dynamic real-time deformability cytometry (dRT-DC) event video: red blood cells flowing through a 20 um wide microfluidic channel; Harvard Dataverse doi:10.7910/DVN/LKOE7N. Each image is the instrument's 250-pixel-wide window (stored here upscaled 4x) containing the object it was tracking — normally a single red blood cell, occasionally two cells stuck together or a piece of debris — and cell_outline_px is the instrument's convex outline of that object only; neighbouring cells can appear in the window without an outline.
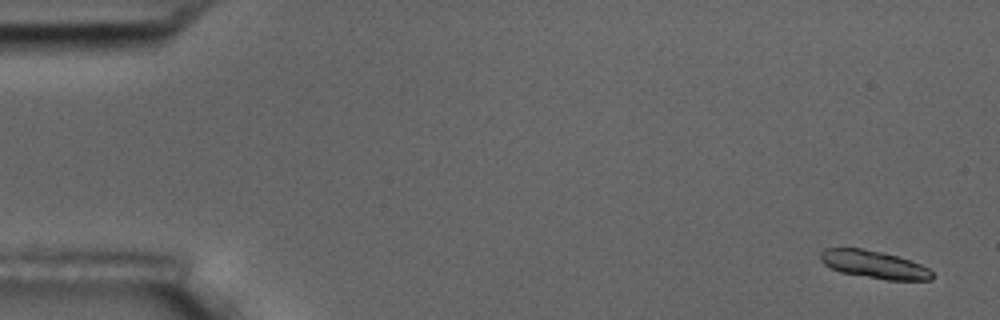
{"species": "common noctule bat (a hibernating species)", "species_latin": "Nyctalus noctula", "temperature_condition": "room temperature", "stored_images_in_passage": 6, "camera_frame_rate_fps": 3000, "um_per_image_px": 0.085, "animal": {"sex": "male", "body_mass_g": 17.5, "forearm_length_mm": 52.3}, "frame": {"image": 1, "passage_image": 1, "time_ms": 0.0, "image_size_px": [1000, 320], "cell_outline_px": [[932, 280], [884, 280], [840, 272], [824, 264], [820, 260], [820, 252], [824, 248], [860, 248], [880, 252], [896, 256], [920, 264], [928, 268], [932, 272]], "centroid_in_image_um": [74.26, 22.49], "position_along_channel_um": 10.7, "area_um2": 17.92}}
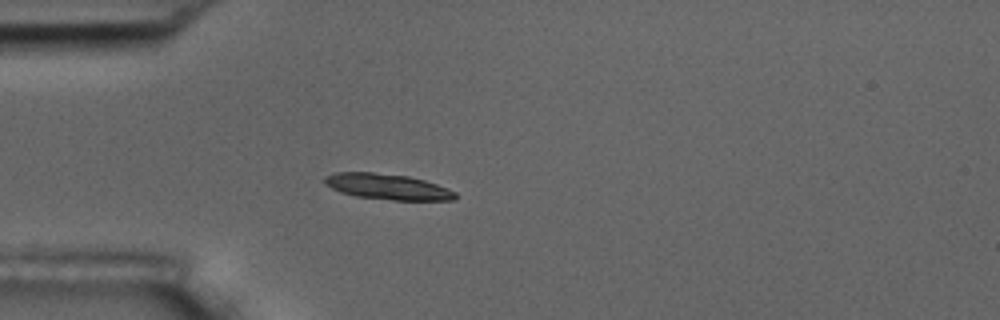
{"frame": {"image": 2, "passage_image": 5, "time_ms": 4.667, "image_size_px": [1000, 320], "cell_outline_px": [[456, 200], [392, 200], [356, 196], [340, 192], [332, 188], [320, 180], [324, 176], [336, 172], [372, 172], [408, 176], [424, 180], [448, 188], [456, 192]], "centroid_in_image_um": [32.91, 15.86], "position_along_channel_um": 52.1, "area_um2": 19.65}}